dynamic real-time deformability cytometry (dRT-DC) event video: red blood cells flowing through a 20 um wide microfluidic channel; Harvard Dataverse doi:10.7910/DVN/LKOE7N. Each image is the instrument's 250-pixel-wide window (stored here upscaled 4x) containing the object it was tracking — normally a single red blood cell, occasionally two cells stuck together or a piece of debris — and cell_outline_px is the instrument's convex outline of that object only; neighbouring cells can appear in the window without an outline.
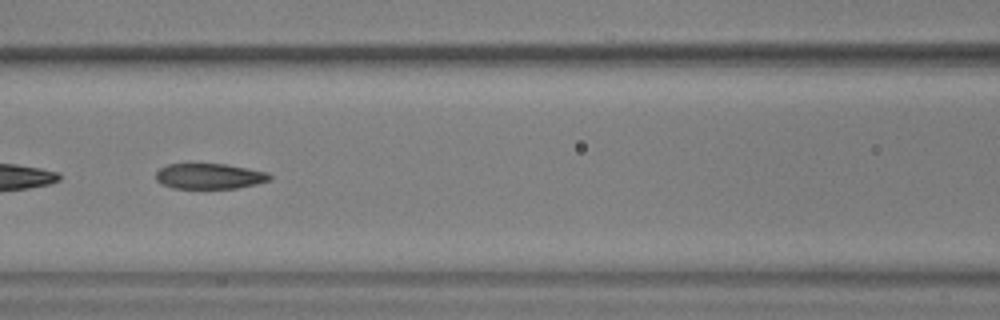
{"species": "common noctule bat (a hibernating species)", "species_latin": "Nyctalus noctula", "temperature_condition": "warm", "stored_images_in_passage": 12, "camera_frame_rate_fps": 3000, "um_per_image_px": 0.085, "animal": {"sex": "male", "body_mass_g": 17.9, "forearm_length_mm": 54.2}, "frame": {"image": 1, "passage_image": 9, "time_ms": 2.667, "image_size_px": [1000, 320], "cell_outline_px": [[272, 180], [256, 184], [236, 188], [172, 188], [160, 184], [156, 180], [156, 172], [160, 168], [168, 164], [224, 164], [248, 168], [268, 172], [272, 176]], "centroid_in_image_um": [17.81, 14.98], "position_along_channel_um": 148.8, "area_um2": 16.99}}